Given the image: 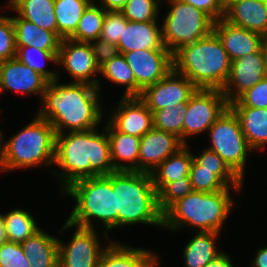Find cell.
<instances>
[{
  "label": "cell",
  "instance_id": "6da1fadb",
  "mask_svg": "<svg viewBox=\"0 0 267 267\" xmlns=\"http://www.w3.org/2000/svg\"><path fill=\"white\" fill-rule=\"evenodd\" d=\"M61 83L58 79L47 83L36 113L53 126L55 134L100 127L105 115L100 90L88 83Z\"/></svg>",
  "mask_w": 267,
  "mask_h": 267
},
{
  "label": "cell",
  "instance_id": "7a4b0ae2",
  "mask_svg": "<svg viewBox=\"0 0 267 267\" xmlns=\"http://www.w3.org/2000/svg\"><path fill=\"white\" fill-rule=\"evenodd\" d=\"M98 129L56 134L53 165L60 171H48L59 178L61 193L78 180L115 172L107 130Z\"/></svg>",
  "mask_w": 267,
  "mask_h": 267
},
{
  "label": "cell",
  "instance_id": "3957f363",
  "mask_svg": "<svg viewBox=\"0 0 267 267\" xmlns=\"http://www.w3.org/2000/svg\"><path fill=\"white\" fill-rule=\"evenodd\" d=\"M231 190L239 193L243 189H224L212 193L192 191L163 213V228L170 229L169 232L189 228L195 232L221 233L225 220L234 208Z\"/></svg>",
  "mask_w": 267,
  "mask_h": 267
},
{
  "label": "cell",
  "instance_id": "277c9868",
  "mask_svg": "<svg viewBox=\"0 0 267 267\" xmlns=\"http://www.w3.org/2000/svg\"><path fill=\"white\" fill-rule=\"evenodd\" d=\"M116 192L118 228L136 224L163 228V213L149 173L115 171L106 176Z\"/></svg>",
  "mask_w": 267,
  "mask_h": 267
},
{
  "label": "cell",
  "instance_id": "5b68a950",
  "mask_svg": "<svg viewBox=\"0 0 267 267\" xmlns=\"http://www.w3.org/2000/svg\"><path fill=\"white\" fill-rule=\"evenodd\" d=\"M0 132V172L22 170L45 165L53 167L55 132L53 126L37 113L29 124L8 140Z\"/></svg>",
  "mask_w": 267,
  "mask_h": 267
},
{
  "label": "cell",
  "instance_id": "8992f818",
  "mask_svg": "<svg viewBox=\"0 0 267 267\" xmlns=\"http://www.w3.org/2000/svg\"><path fill=\"white\" fill-rule=\"evenodd\" d=\"M173 69L198 89L222 90L230 75L231 60L218 36L212 32L180 48L173 55Z\"/></svg>",
  "mask_w": 267,
  "mask_h": 267
},
{
  "label": "cell",
  "instance_id": "52a82bcc",
  "mask_svg": "<svg viewBox=\"0 0 267 267\" xmlns=\"http://www.w3.org/2000/svg\"><path fill=\"white\" fill-rule=\"evenodd\" d=\"M61 195L62 198L63 195L70 196L76 202L66 219L71 225L90 229L101 227L107 234L118 228L116 192L113 191L112 182L106 176L78 180ZM94 221L99 222L98 225L93 224Z\"/></svg>",
  "mask_w": 267,
  "mask_h": 267
},
{
  "label": "cell",
  "instance_id": "ba28073f",
  "mask_svg": "<svg viewBox=\"0 0 267 267\" xmlns=\"http://www.w3.org/2000/svg\"><path fill=\"white\" fill-rule=\"evenodd\" d=\"M169 11L162 20V41L174 55L213 32L214 20L193 5L180 0H165Z\"/></svg>",
  "mask_w": 267,
  "mask_h": 267
},
{
  "label": "cell",
  "instance_id": "9c48e42d",
  "mask_svg": "<svg viewBox=\"0 0 267 267\" xmlns=\"http://www.w3.org/2000/svg\"><path fill=\"white\" fill-rule=\"evenodd\" d=\"M207 134L210 143L207 149L217 153L244 182L247 157L255 151L249 146L234 112L228 107Z\"/></svg>",
  "mask_w": 267,
  "mask_h": 267
},
{
  "label": "cell",
  "instance_id": "30bf717a",
  "mask_svg": "<svg viewBox=\"0 0 267 267\" xmlns=\"http://www.w3.org/2000/svg\"><path fill=\"white\" fill-rule=\"evenodd\" d=\"M61 226L60 233L72 227H76V231L68 242L58 239L59 267H98L101 253L112 241L110 239L107 244L102 245L98 237L101 235L102 238H108L109 234H98L95 229L73 226L66 220Z\"/></svg>",
  "mask_w": 267,
  "mask_h": 267
},
{
  "label": "cell",
  "instance_id": "8fae6325",
  "mask_svg": "<svg viewBox=\"0 0 267 267\" xmlns=\"http://www.w3.org/2000/svg\"><path fill=\"white\" fill-rule=\"evenodd\" d=\"M229 107L222 90L197 89L186 105L183 121V144L197 134H204Z\"/></svg>",
  "mask_w": 267,
  "mask_h": 267
},
{
  "label": "cell",
  "instance_id": "7c38bea8",
  "mask_svg": "<svg viewBox=\"0 0 267 267\" xmlns=\"http://www.w3.org/2000/svg\"><path fill=\"white\" fill-rule=\"evenodd\" d=\"M134 72L135 97L164 78L173 69V54L168 49H143L123 53Z\"/></svg>",
  "mask_w": 267,
  "mask_h": 267
},
{
  "label": "cell",
  "instance_id": "4fadbf2b",
  "mask_svg": "<svg viewBox=\"0 0 267 267\" xmlns=\"http://www.w3.org/2000/svg\"><path fill=\"white\" fill-rule=\"evenodd\" d=\"M56 65L65 68V72L73 78L72 82L94 85L102 93L101 80L94 77L100 74V67L95 61L91 43L62 39Z\"/></svg>",
  "mask_w": 267,
  "mask_h": 267
},
{
  "label": "cell",
  "instance_id": "5bb4252c",
  "mask_svg": "<svg viewBox=\"0 0 267 267\" xmlns=\"http://www.w3.org/2000/svg\"><path fill=\"white\" fill-rule=\"evenodd\" d=\"M198 88L174 69L155 84L145 88L139 98L151 112L176 104L187 103Z\"/></svg>",
  "mask_w": 267,
  "mask_h": 267
},
{
  "label": "cell",
  "instance_id": "9a60e30c",
  "mask_svg": "<svg viewBox=\"0 0 267 267\" xmlns=\"http://www.w3.org/2000/svg\"><path fill=\"white\" fill-rule=\"evenodd\" d=\"M109 111L112 113L108 122L124 134L141 138L153 128L152 112L139 97L122 96Z\"/></svg>",
  "mask_w": 267,
  "mask_h": 267
},
{
  "label": "cell",
  "instance_id": "2e32d148",
  "mask_svg": "<svg viewBox=\"0 0 267 267\" xmlns=\"http://www.w3.org/2000/svg\"><path fill=\"white\" fill-rule=\"evenodd\" d=\"M265 77L262 51L253 52L231 62L229 78L222 89L228 103Z\"/></svg>",
  "mask_w": 267,
  "mask_h": 267
},
{
  "label": "cell",
  "instance_id": "e0dca14e",
  "mask_svg": "<svg viewBox=\"0 0 267 267\" xmlns=\"http://www.w3.org/2000/svg\"><path fill=\"white\" fill-rule=\"evenodd\" d=\"M48 81L16 57L0 62V93L37 94L42 100Z\"/></svg>",
  "mask_w": 267,
  "mask_h": 267
},
{
  "label": "cell",
  "instance_id": "ac0fdd59",
  "mask_svg": "<svg viewBox=\"0 0 267 267\" xmlns=\"http://www.w3.org/2000/svg\"><path fill=\"white\" fill-rule=\"evenodd\" d=\"M183 146L184 144L175 134L153 127L140 140L139 172L150 174Z\"/></svg>",
  "mask_w": 267,
  "mask_h": 267
},
{
  "label": "cell",
  "instance_id": "d6986e66",
  "mask_svg": "<svg viewBox=\"0 0 267 267\" xmlns=\"http://www.w3.org/2000/svg\"><path fill=\"white\" fill-rule=\"evenodd\" d=\"M213 32L222 42L231 62L261 50L265 37L257 32L233 25L224 18L215 21Z\"/></svg>",
  "mask_w": 267,
  "mask_h": 267
},
{
  "label": "cell",
  "instance_id": "ffe728a7",
  "mask_svg": "<svg viewBox=\"0 0 267 267\" xmlns=\"http://www.w3.org/2000/svg\"><path fill=\"white\" fill-rule=\"evenodd\" d=\"M159 261V255L149 249L112 240L101 253L98 267H157Z\"/></svg>",
  "mask_w": 267,
  "mask_h": 267
},
{
  "label": "cell",
  "instance_id": "44dd1931",
  "mask_svg": "<svg viewBox=\"0 0 267 267\" xmlns=\"http://www.w3.org/2000/svg\"><path fill=\"white\" fill-rule=\"evenodd\" d=\"M157 21L131 22L123 26L117 44L120 54L143 49H167L162 41V26Z\"/></svg>",
  "mask_w": 267,
  "mask_h": 267
},
{
  "label": "cell",
  "instance_id": "7402d4cb",
  "mask_svg": "<svg viewBox=\"0 0 267 267\" xmlns=\"http://www.w3.org/2000/svg\"><path fill=\"white\" fill-rule=\"evenodd\" d=\"M224 19L267 37V0H238L225 9Z\"/></svg>",
  "mask_w": 267,
  "mask_h": 267
},
{
  "label": "cell",
  "instance_id": "603a6c76",
  "mask_svg": "<svg viewBox=\"0 0 267 267\" xmlns=\"http://www.w3.org/2000/svg\"><path fill=\"white\" fill-rule=\"evenodd\" d=\"M106 123L104 125L109 138L110 157L115 171H139L141 138L119 132L108 121Z\"/></svg>",
  "mask_w": 267,
  "mask_h": 267
},
{
  "label": "cell",
  "instance_id": "cb8c5ba5",
  "mask_svg": "<svg viewBox=\"0 0 267 267\" xmlns=\"http://www.w3.org/2000/svg\"><path fill=\"white\" fill-rule=\"evenodd\" d=\"M58 239L40 228L21 243L29 267H59Z\"/></svg>",
  "mask_w": 267,
  "mask_h": 267
},
{
  "label": "cell",
  "instance_id": "d4e9b609",
  "mask_svg": "<svg viewBox=\"0 0 267 267\" xmlns=\"http://www.w3.org/2000/svg\"><path fill=\"white\" fill-rule=\"evenodd\" d=\"M189 176L193 191L212 193L224 189H243L244 182L232 170L201 169L195 159Z\"/></svg>",
  "mask_w": 267,
  "mask_h": 267
},
{
  "label": "cell",
  "instance_id": "484cf974",
  "mask_svg": "<svg viewBox=\"0 0 267 267\" xmlns=\"http://www.w3.org/2000/svg\"><path fill=\"white\" fill-rule=\"evenodd\" d=\"M229 108L237 116L249 146L256 152L267 147V108Z\"/></svg>",
  "mask_w": 267,
  "mask_h": 267
},
{
  "label": "cell",
  "instance_id": "4316f807",
  "mask_svg": "<svg viewBox=\"0 0 267 267\" xmlns=\"http://www.w3.org/2000/svg\"><path fill=\"white\" fill-rule=\"evenodd\" d=\"M55 0H8L7 8L29 22L58 36V27L54 11Z\"/></svg>",
  "mask_w": 267,
  "mask_h": 267
},
{
  "label": "cell",
  "instance_id": "83f0119b",
  "mask_svg": "<svg viewBox=\"0 0 267 267\" xmlns=\"http://www.w3.org/2000/svg\"><path fill=\"white\" fill-rule=\"evenodd\" d=\"M193 159V151H190L188 145H184L175 154L170 155L160 165H158L150 173L152 183L156 188L157 193L167 183L181 180L189 176Z\"/></svg>",
  "mask_w": 267,
  "mask_h": 267
},
{
  "label": "cell",
  "instance_id": "f1b7e54d",
  "mask_svg": "<svg viewBox=\"0 0 267 267\" xmlns=\"http://www.w3.org/2000/svg\"><path fill=\"white\" fill-rule=\"evenodd\" d=\"M220 235L218 232H195L183 247L185 267H205L222 253L216 245Z\"/></svg>",
  "mask_w": 267,
  "mask_h": 267
},
{
  "label": "cell",
  "instance_id": "f546056e",
  "mask_svg": "<svg viewBox=\"0 0 267 267\" xmlns=\"http://www.w3.org/2000/svg\"><path fill=\"white\" fill-rule=\"evenodd\" d=\"M11 18L16 46H34L40 50H59L61 39L54 32L44 30L17 14Z\"/></svg>",
  "mask_w": 267,
  "mask_h": 267
},
{
  "label": "cell",
  "instance_id": "4dcf8cb0",
  "mask_svg": "<svg viewBox=\"0 0 267 267\" xmlns=\"http://www.w3.org/2000/svg\"><path fill=\"white\" fill-rule=\"evenodd\" d=\"M93 0H55L58 37L69 39L78 27L83 12Z\"/></svg>",
  "mask_w": 267,
  "mask_h": 267
},
{
  "label": "cell",
  "instance_id": "1f68e13d",
  "mask_svg": "<svg viewBox=\"0 0 267 267\" xmlns=\"http://www.w3.org/2000/svg\"><path fill=\"white\" fill-rule=\"evenodd\" d=\"M58 51L59 50H40L34 46H16V58L32 70H35L48 82H51L57 79L60 80L59 72L53 69L48 70L45 66L49 62L57 64Z\"/></svg>",
  "mask_w": 267,
  "mask_h": 267
},
{
  "label": "cell",
  "instance_id": "d6a6232c",
  "mask_svg": "<svg viewBox=\"0 0 267 267\" xmlns=\"http://www.w3.org/2000/svg\"><path fill=\"white\" fill-rule=\"evenodd\" d=\"M1 214L5 223L8 241L21 244L41 228L33 215L26 209L18 207Z\"/></svg>",
  "mask_w": 267,
  "mask_h": 267
},
{
  "label": "cell",
  "instance_id": "836d02e7",
  "mask_svg": "<svg viewBox=\"0 0 267 267\" xmlns=\"http://www.w3.org/2000/svg\"><path fill=\"white\" fill-rule=\"evenodd\" d=\"M105 10L93 0L83 12L75 33L69 38L77 42L91 43L101 36Z\"/></svg>",
  "mask_w": 267,
  "mask_h": 267
},
{
  "label": "cell",
  "instance_id": "e575fe53",
  "mask_svg": "<svg viewBox=\"0 0 267 267\" xmlns=\"http://www.w3.org/2000/svg\"><path fill=\"white\" fill-rule=\"evenodd\" d=\"M100 75L108 82L125 86L123 97H135L134 72L129 67L123 54H119L102 65Z\"/></svg>",
  "mask_w": 267,
  "mask_h": 267
},
{
  "label": "cell",
  "instance_id": "d590c367",
  "mask_svg": "<svg viewBox=\"0 0 267 267\" xmlns=\"http://www.w3.org/2000/svg\"><path fill=\"white\" fill-rule=\"evenodd\" d=\"M187 103L176 104L173 108L165 107L152 112L153 127L175 134L183 143V121Z\"/></svg>",
  "mask_w": 267,
  "mask_h": 267
},
{
  "label": "cell",
  "instance_id": "8d00e7d4",
  "mask_svg": "<svg viewBox=\"0 0 267 267\" xmlns=\"http://www.w3.org/2000/svg\"><path fill=\"white\" fill-rule=\"evenodd\" d=\"M161 4L162 0H127L120 12L131 22H159Z\"/></svg>",
  "mask_w": 267,
  "mask_h": 267
},
{
  "label": "cell",
  "instance_id": "74e56055",
  "mask_svg": "<svg viewBox=\"0 0 267 267\" xmlns=\"http://www.w3.org/2000/svg\"><path fill=\"white\" fill-rule=\"evenodd\" d=\"M193 191L190 176L167 183L158 193V207L164 213L174 202Z\"/></svg>",
  "mask_w": 267,
  "mask_h": 267
},
{
  "label": "cell",
  "instance_id": "f35d334b",
  "mask_svg": "<svg viewBox=\"0 0 267 267\" xmlns=\"http://www.w3.org/2000/svg\"><path fill=\"white\" fill-rule=\"evenodd\" d=\"M229 107L267 108V78L264 77L252 88L247 89Z\"/></svg>",
  "mask_w": 267,
  "mask_h": 267
},
{
  "label": "cell",
  "instance_id": "ab89813d",
  "mask_svg": "<svg viewBox=\"0 0 267 267\" xmlns=\"http://www.w3.org/2000/svg\"><path fill=\"white\" fill-rule=\"evenodd\" d=\"M127 22L128 19L120 11H105L100 38L117 45Z\"/></svg>",
  "mask_w": 267,
  "mask_h": 267
},
{
  "label": "cell",
  "instance_id": "60d3db41",
  "mask_svg": "<svg viewBox=\"0 0 267 267\" xmlns=\"http://www.w3.org/2000/svg\"><path fill=\"white\" fill-rule=\"evenodd\" d=\"M0 267H29L21 244L7 241L0 245Z\"/></svg>",
  "mask_w": 267,
  "mask_h": 267
},
{
  "label": "cell",
  "instance_id": "b9f144b4",
  "mask_svg": "<svg viewBox=\"0 0 267 267\" xmlns=\"http://www.w3.org/2000/svg\"><path fill=\"white\" fill-rule=\"evenodd\" d=\"M16 57L15 31L11 16L0 21V62Z\"/></svg>",
  "mask_w": 267,
  "mask_h": 267
},
{
  "label": "cell",
  "instance_id": "7bdbcfd3",
  "mask_svg": "<svg viewBox=\"0 0 267 267\" xmlns=\"http://www.w3.org/2000/svg\"><path fill=\"white\" fill-rule=\"evenodd\" d=\"M91 47L95 61L99 67L120 54L117 45L110 43L109 41H105L101 38L92 41Z\"/></svg>",
  "mask_w": 267,
  "mask_h": 267
},
{
  "label": "cell",
  "instance_id": "ee69618b",
  "mask_svg": "<svg viewBox=\"0 0 267 267\" xmlns=\"http://www.w3.org/2000/svg\"><path fill=\"white\" fill-rule=\"evenodd\" d=\"M198 154L193 153L194 159L201 165V169L208 170H231L223 159L215 152L205 149L198 151Z\"/></svg>",
  "mask_w": 267,
  "mask_h": 267
},
{
  "label": "cell",
  "instance_id": "f6af8a7d",
  "mask_svg": "<svg viewBox=\"0 0 267 267\" xmlns=\"http://www.w3.org/2000/svg\"><path fill=\"white\" fill-rule=\"evenodd\" d=\"M184 3L193 5L197 9L202 10L214 21L224 18L225 9L222 6L221 0H180Z\"/></svg>",
  "mask_w": 267,
  "mask_h": 267
},
{
  "label": "cell",
  "instance_id": "bcb514c9",
  "mask_svg": "<svg viewBox=\"0 0 267 267\" xmlns=\"http://www.w3.org/2000/svg\"><path fill=\"white\" fill-rule=\"evenodd\" d=\"M205 267H234V265L231 256L223 251Z\"/></svg>",
  "mask_w": 267,
  "mask_h": 267
},
{
  "label": "cell",
  "instance_id": "7dc6e473",
  "mask_svg": "<svg viewBox=\"0 0 267 267\" xmlns=\"http://www.w3.org/2000/svg\"><path fill=\"white\" fill-rule=\"evenodd\" d=\"M98 2L105 11H120L125 6L127 0H98Z\"/></svg>",
  "mask_w": 267,
  "mask_h": 267
},
{
  "label": "cell",
  "instance_id": "c3c4849f",
  "mask_svg": "<svg viewBox=\"0 0 267 267\" xmlns=\"http://www.w3.org/2000/svg\"><path fill=\"white\" fill-rule=\"evenodd\" d=\"M252 267H267V246L258 248L256 251V255L254 256L252 263Z\"/></svg>",
  "mask_w": 267,
  "mask_h": 267
},
{
  "label": "cell",
  "instance_id": "681fc988",
  "mask_svg": "<svg viewBox=\"0 0 267 267\" xmlns=\"http://www.w3.org/2000/svg\"><path fill=\"white\" fill-rule=\"evenodd\" d=\"M8 241L5 223L2 217V214L0 212V245Z\"/></svg>",
  "mask_w": 267,
  "mask_h": 267
},
{
  "label": "cell",
  "instance_id": "f907efd6",
  "mask_svg": "<svg viewBox=\"0 0 267 267\" xmlns=\"http://www.w3.org/2000/svg\"><path fill=\"white\" fill-rule=\"evenodd\" d=\"M261 51L264 60L265 77L267 78V37L262 42Z\"/></svg>",
  "mask_w": 267,
  "mask_h": 267
},
{
  "label": "cell",
  "instance_id": "816d5d0a",
  "mask_svg": "<svg viewBox=\"0 0 267 267\" xmlns=\"http://www.w3.org/2000/svg\"><path fill=\"white\" fill-rule=\"evenodd\" d=\"M238 0H221L222 6L224 9H226L230 4Z\"/></svg>",
  "mask_w": 267,
  "mask_h": 267
},
{
  "label": "cell",
  "instance_id": "f5cc1de1",
  "mask_svg": "<svg viewBox=\"0 0 267 267\" xmlns=\"http://www.w3.org/2000/svg\"><path fill=\"white\" fill-rule=\"evenodd\" d=\"M1 8H2V7H0V11L2 10ZM5 17H6V15L3 16L2 14H0V21H1L2 19H4Z\"/></svg>",
  "mask_w": 267,
  "mask_h": 267
}]
</instances>
